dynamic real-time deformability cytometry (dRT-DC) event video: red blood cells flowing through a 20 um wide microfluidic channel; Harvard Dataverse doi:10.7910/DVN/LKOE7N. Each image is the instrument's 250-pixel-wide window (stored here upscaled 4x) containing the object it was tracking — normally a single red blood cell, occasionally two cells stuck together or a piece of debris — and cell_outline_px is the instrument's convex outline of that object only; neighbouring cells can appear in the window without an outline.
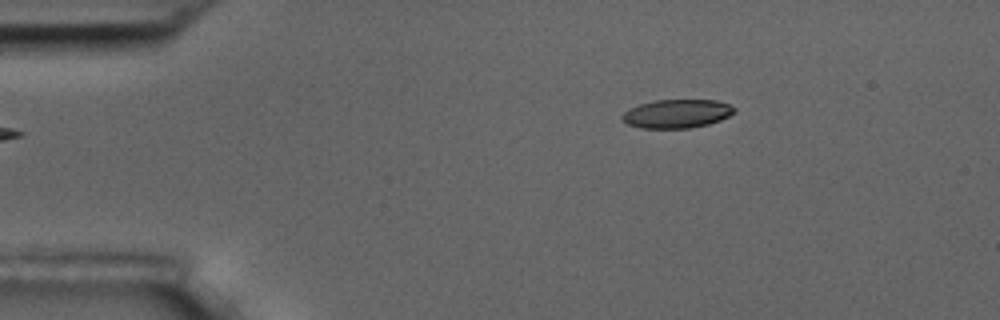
{"species": "common noctule bat (a hibernating species)", "species_latin": "Nyctalus noctula", "temperature_condition": "room temperature", "stored_images_in_passage": 2, "camera_frame_rate_fps": 3000, "um_per_image_px": 0.085, "animal": {"sex": "male", "body_mass_g": 17.5, "forearm_length_mm": 52.3}, "frame": {"image": 1, "passage_image": 2, "time_ms": 1.0, "image_size_px": [1000, 320], "cell_outline_px": [[736, 112], [720, 120], [708, 124], [688, 128], [640, 128], [628, 124], [620, 120], [620, 116], [628, 108], [640, 104], [656, 100], [716, 100], [728, 104], [736, 108]], "centroid_in_image_um": [57.5, 9.66], "position_along_channel_um": 27.5, "area_um2": 18.79}}